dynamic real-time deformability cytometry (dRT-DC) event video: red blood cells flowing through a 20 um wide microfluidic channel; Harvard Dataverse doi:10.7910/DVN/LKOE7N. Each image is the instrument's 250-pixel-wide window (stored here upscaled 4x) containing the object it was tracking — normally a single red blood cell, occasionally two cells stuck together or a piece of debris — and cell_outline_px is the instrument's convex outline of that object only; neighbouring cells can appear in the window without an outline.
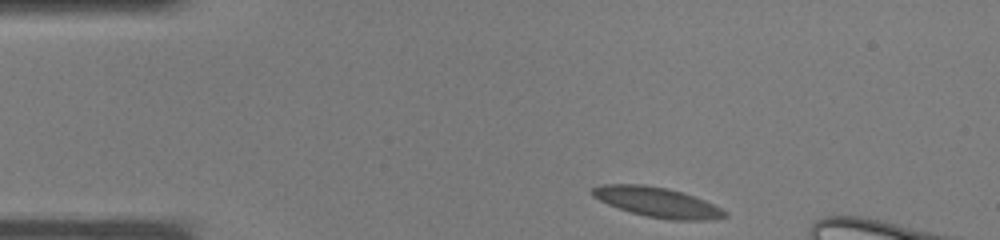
{"species": "common noctule bat (a hibernating species)", "species_latin": "Nyctalus noctula", "temperature_condition": "warm", "stored_images_in_passage": 15, "camera_frame_rate_fps": 3000, "um_per_image_px": 0.085, "animal": {"sex": "male", "body_mass_g": 19.0, "forearm_length_mm": 50.8}, "frame": {"image": 1, "passage_image": 1, "time_ms": 0.0, "image_size_px": [1000, 240], "cell_outline_px": [[728, 216], [704, 220], [672, 220], [648, 216], [632, 212], [608, 204], [592, 196], [592, 188], [600, 184], [644, 184], [664, 188], [680, 192], [704, 200], [728, 212]], "centroid_in_image_um": [55.85, 17.18], "position_along_channel_um": 29.2, "area_um2": 22.6}}
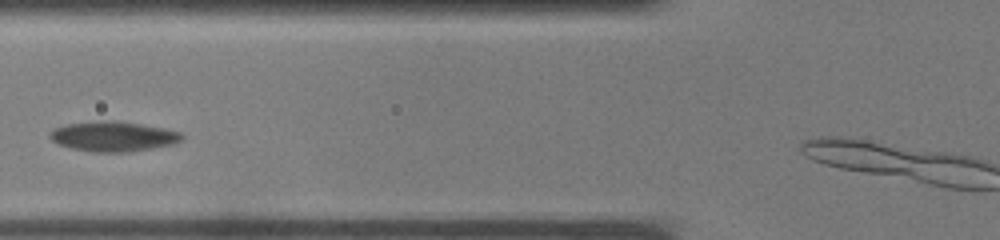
{"frame": {"image": 2, "passage_image": 10, "time_ms": 3.0, "image_size_px": [1000, 240], "cell_outline_px": [[184, 136], [180, 140], [172, 144], [152, 148], [128, 152], [92, 152], [72, 148], [60, 144], [52, 140], [48, 136], [56, 128], [68, 124], [104, 120], [116, 120], [164, 128], [180, 132]], "centroid_in_image_um": [9.64, 11.59], "position_along_channel_um": 116.2, "area_um2": 22.77}}
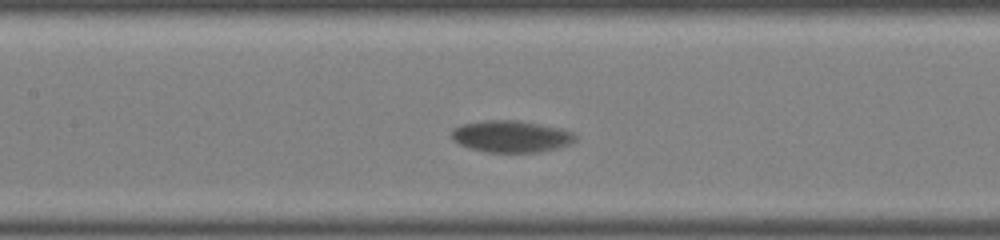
{"frame": {"image": 3, "passage_image": 13, "time_ms": 4.0, "image_size_px": [1000, 240], "cell_outline_px": [[576, 140], [568, 144], [556, 148], [536, 152], [484, 152], [460, 144], [452, 140], [452, 128], [464, 124], [488, 120], [516, 120], [560, 128], [572, 132], [576, 136]], "centroid_in_image_um": [43.43, 11.59], "position_along_channel_um": 164.0, "area_um2": 22.6}}